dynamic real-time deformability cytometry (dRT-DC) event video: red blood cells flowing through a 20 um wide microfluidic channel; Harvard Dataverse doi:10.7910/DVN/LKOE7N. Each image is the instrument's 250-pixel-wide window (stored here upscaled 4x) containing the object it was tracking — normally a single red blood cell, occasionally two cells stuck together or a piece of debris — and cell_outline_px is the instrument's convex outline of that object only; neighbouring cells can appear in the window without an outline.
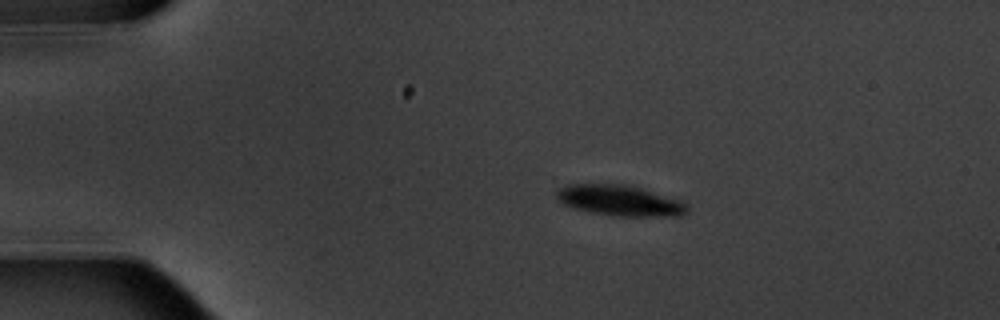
{"species": "common noctule bat (a hibernating species)", "species_latin": "Nyctalus noctula", "temperature_condition": "warm", "stored_images_in_passage": 5, "camera_frame_rate_fps": 3000, "um_per_image_px": 0.085, "animal": {"sex": "male", "body_mass_g": 20.1, "forearm_length_mm": 53.5}, "frame": {"image": 1, "passage_image": 3, "time_ms": 2.333, "image_size_px": [1000, 320], "cell_outline_px": [[688, 212], [680, 216], [616, 216], [588, 212], [560, 204], [556, 200], [556, 192], [560, 188], [568, 184], [624, 184], [640, 188], [680, 200], [688, 204]], "centroid_in_image_um": [52.65, 17.05], "position_along_channel_um": 32.4, "area_um2": 23.52}}